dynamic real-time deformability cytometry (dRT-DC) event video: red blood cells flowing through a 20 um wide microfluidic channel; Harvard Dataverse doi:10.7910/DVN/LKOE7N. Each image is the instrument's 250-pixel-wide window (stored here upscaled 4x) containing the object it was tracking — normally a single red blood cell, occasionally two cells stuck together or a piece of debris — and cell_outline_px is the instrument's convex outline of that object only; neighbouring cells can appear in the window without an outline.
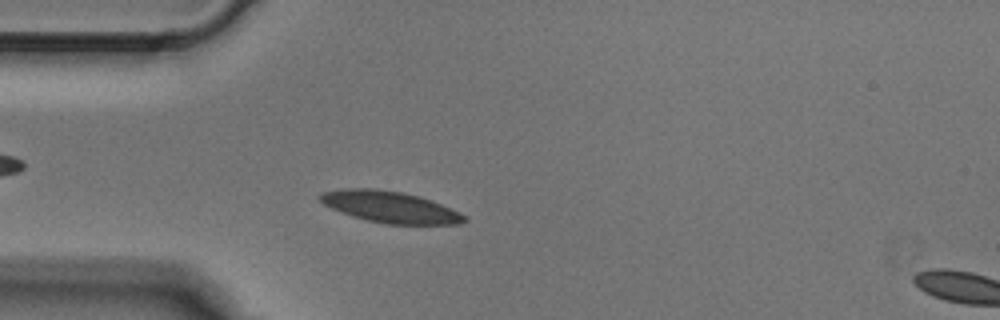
{"species": "Egyptian fruit bat (a non-hibernating species)", "species_latin": "Rousettus aegyptiacus", "temperature_condition": "cold", "stored_images_in_passage": 4, "segment_of_instrument_passage": [1, 2], "camera_frame_rate_fps": 3000, "um_per_image_px": 0.085, "animal": {"sex": "male"}, "frame": {"image": 1, "passage_image": 3, "time_ms": 0.667, "image_size_px": [1000, 320], "cell_outline_px": [[468, 220], [460, 224], [384, 224], [352, 216], [332, 208], [324, 204], [320, 200], [320, 192], [340, 188], [376, 188], [404, 192], [420, 196], [460, 212]], "centroid_in_image_um": [33.14, 17.58], "position_along_channel_um": 51.9, "area_um2": 26.41}}